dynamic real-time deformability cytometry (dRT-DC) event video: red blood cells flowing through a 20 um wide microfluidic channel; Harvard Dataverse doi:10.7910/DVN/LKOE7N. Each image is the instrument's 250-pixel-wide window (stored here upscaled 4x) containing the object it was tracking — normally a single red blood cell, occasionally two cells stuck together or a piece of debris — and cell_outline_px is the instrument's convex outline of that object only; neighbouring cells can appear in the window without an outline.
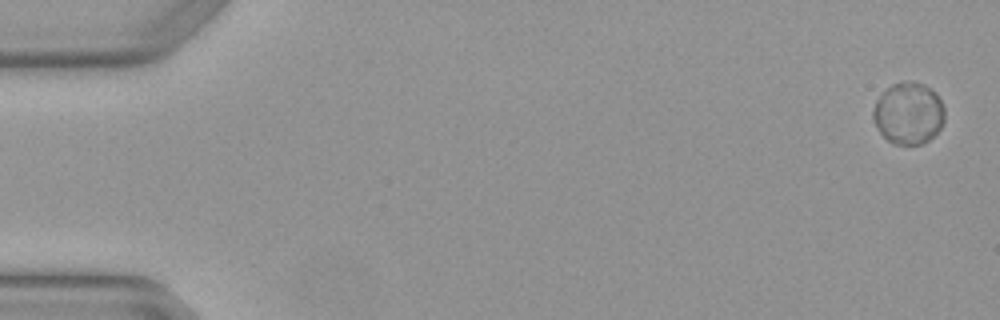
{"species": "Egyptian fruit bat (a non-hibernating species)", "species_latin": "Rousettus aegyptiacus", "temperature_condition": "warm", "stored_images_in_passage": 4, "camera_frame_rate_fps": 3000, "um_per_image_px": 0.085, "animal": {"sex": "female"}, "frame": {"image": 1, "passage_image": 1, "time_ms": 0.0, "image_size_px": [1000, 320], "cell_outline_px": [[944, 120], [940, 128], [928, 140], [920, 144], [892, 144], [876, 128], [872, 120], [872, 112], [876, 100], [884, 88], [892, 84], [908, 80], [912, 80], [924, 84], [936, 92], [944, 108]], "centroid_in_image_um": [77.19, 9.6], "position_along_channel_um": 7.8, "area_um2": 26.07}}
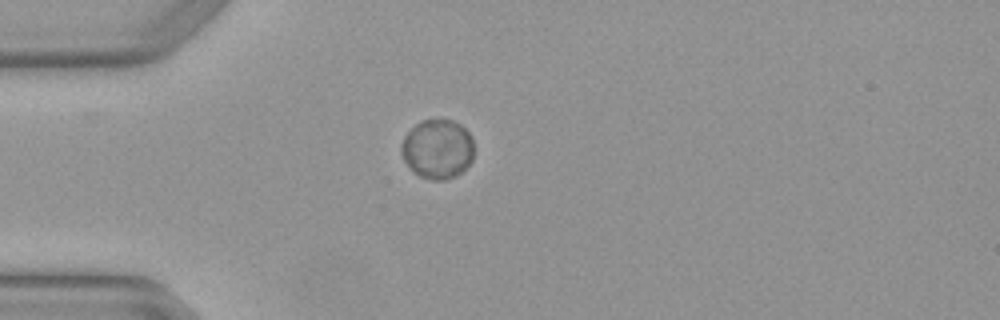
{"frame": {"image": 2, "passage_image": 4, "time_ms": 1.0, "image_size_px": [1000, 320], "cell_outline_px": [[472, 160], [456, 176], [444, 180], [432, 180], [420, 176], [412, 172], [404, 160], [400, 152], [400, 144], [404, 136], [420, 120], [452, 120], [460, 124], [472, 136]], "centroid_in_image_um": [37.15, 12.67], "position_along_channel_um": 47.8, "area_um2": 25.14}}